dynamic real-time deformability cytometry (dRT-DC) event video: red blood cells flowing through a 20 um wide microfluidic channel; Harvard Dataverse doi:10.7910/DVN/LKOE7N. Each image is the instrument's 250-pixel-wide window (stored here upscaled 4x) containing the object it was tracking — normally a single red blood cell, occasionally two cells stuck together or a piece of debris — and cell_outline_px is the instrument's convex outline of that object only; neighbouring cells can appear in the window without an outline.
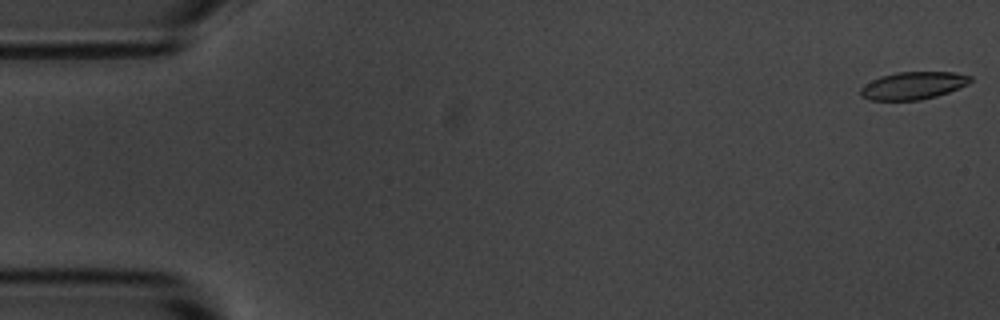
{"species": "common noctule bat (a hibernating species)", "species_latin": "Nyctalus noctula", "temperature_condition": "room temperature", "stored_images_in_passage": 56, "camera_frame_rate_fps": 3000, "um_per_image_px": 0.085, "animal": {"sex": "male", "body_mass_g": 20.1, "forearm_length_mm": 53.5}, "frame": {"image": 1, "passage_image": 1, "time_ms": 0.0, "image_size_px": [1000, 320], "cell_outline_px": [[972, 80], [968, 84], [948, 92], [936, 96], [920, 100], [872, 100], [860, 96], [860, 88], [864, 84], [880, 76], [896, 72], [956, 72], [972, 76]], "centroid_in_image_um": [77.61, 7.27], "position_along_channel_um": 7.4, "area_um2": 17.69}}
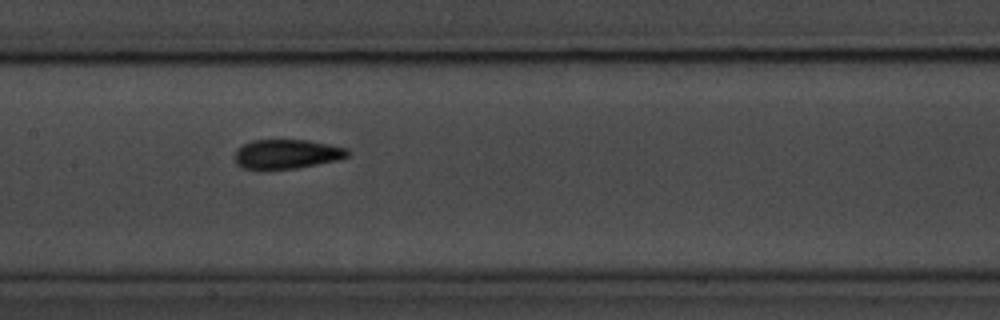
{"frame": {"image": 2, "passage_image": 27, "time_ms": 8.667, "image_size_px": [1000, 320], "cell_outline_px": [[348, 156], [336, 160], [296, 168], [264, 172], [240, 168], [236, 164], [236, 148], [252, 140], [308, 140], [348, 148]], "centroid_in_image_um": [24.29, 13.13], "position_along_channel_um": 183.1, "area_um2": 19.77}}
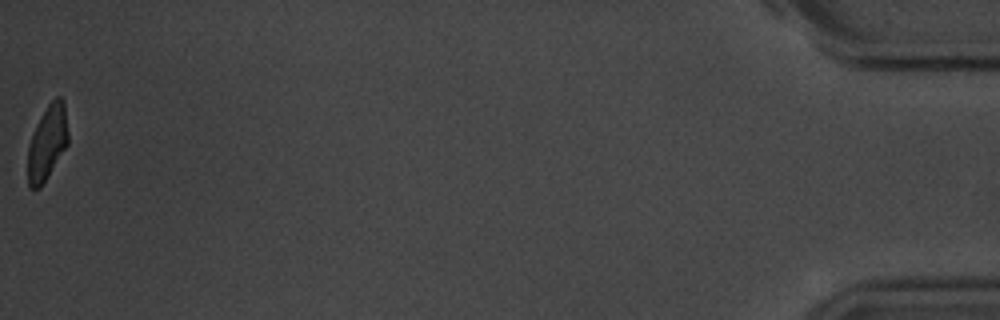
{"frame": {"image": 3, "passage_image": 56, "time_ms": 18.333, "image_size_px": [1000, 320], "cell_outline_px": [[68, 144], [40, 188], [28, 188], [28, 144], [32, 132], [40, 116], [48, 104], [56, 96], [60, 96], [64, 100], [68, 132]], "centroid_in_image_um": [4.01, 12.1], "position_along_channel_um": 431.2, "area_um2": 17.63}, "authors_computed_cell_mechanics": {"area_um2": 19.0162, "velocity_mm_per_s": 3.5915, "shape_relaxation_time_tau1_ms": 4.0285, "shape_relaxation_time_tau2_ms": 1.9026, "deformation_change_tau1": 0.1427, "deformation_change_tau2": 0.0891}}